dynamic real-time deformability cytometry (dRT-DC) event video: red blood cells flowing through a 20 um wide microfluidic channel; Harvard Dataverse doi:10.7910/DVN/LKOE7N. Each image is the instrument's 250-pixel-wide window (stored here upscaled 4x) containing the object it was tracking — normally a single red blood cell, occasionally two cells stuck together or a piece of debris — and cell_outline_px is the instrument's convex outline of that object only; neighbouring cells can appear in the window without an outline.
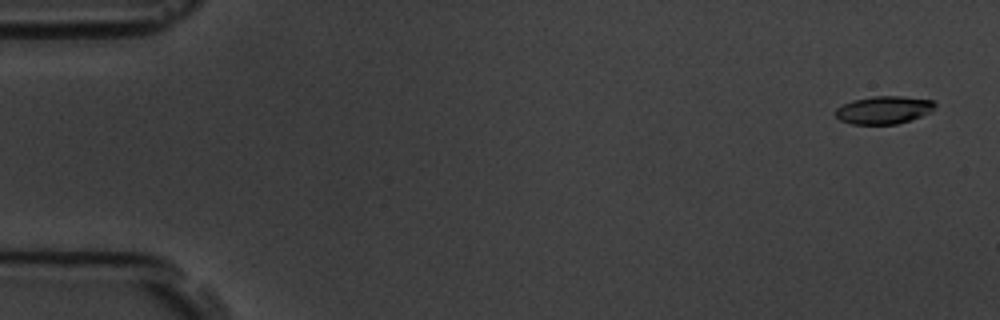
{"species": "common noctule bat (a hibernating species)", "species_latin": "Nyctalus noctula", "temperature_condition": "room temperature", "stored_images_in_passage": 5, "camera_frame_rate_fps": 3000, "um_per_image_px": 0.085, "animal": {"sex": "male", "body_mass_g": 19.5, "forearm_length_mm": 54.6}, "frame": {"image": 1, "passage_image": 1, "time_ms": 0.0, "image_size_px": [1000, 320], "cell_outline_px": [[936, 104], [928, 112], [920, 116], [896, 124], [852, 124], [840, 120], [836, 116], [836, 108], [852, 100], [872, 96], [900, 96], [932, 100]], "centroid_in_image_um": [75.07, 9.34], "position_along_channel_um": 9.9, "area_um2": 15.84}}
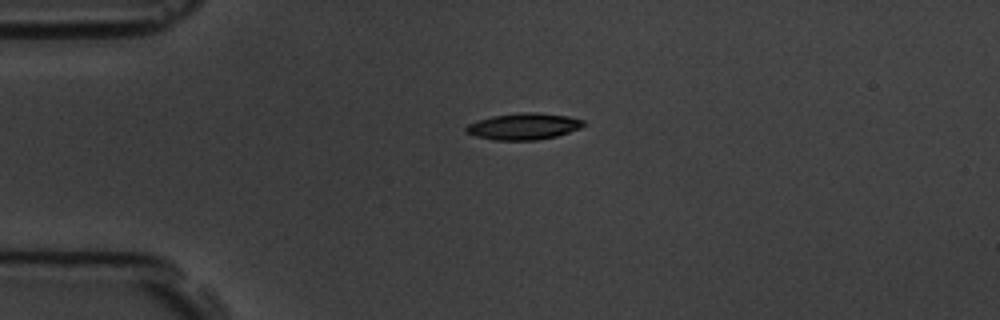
{"frame": {"image": 2, "passage_image": 4, "time_ms": 3.667, "image_size_px": [1000, 320], "cell_outline_px": [[584, 124], [580, 128], [556, 136], [536, 140], [496, 140], [476, 136], [464, 132], [464, 128], [468, 124], [476, 120], [492, 116], [520, 112], [536, 112], [568, 116], [584, 120]], "centroid_in_image_um": [44.47, 10.73], "position_along_channel_um": 40.5, "area_um2": 18.15}}